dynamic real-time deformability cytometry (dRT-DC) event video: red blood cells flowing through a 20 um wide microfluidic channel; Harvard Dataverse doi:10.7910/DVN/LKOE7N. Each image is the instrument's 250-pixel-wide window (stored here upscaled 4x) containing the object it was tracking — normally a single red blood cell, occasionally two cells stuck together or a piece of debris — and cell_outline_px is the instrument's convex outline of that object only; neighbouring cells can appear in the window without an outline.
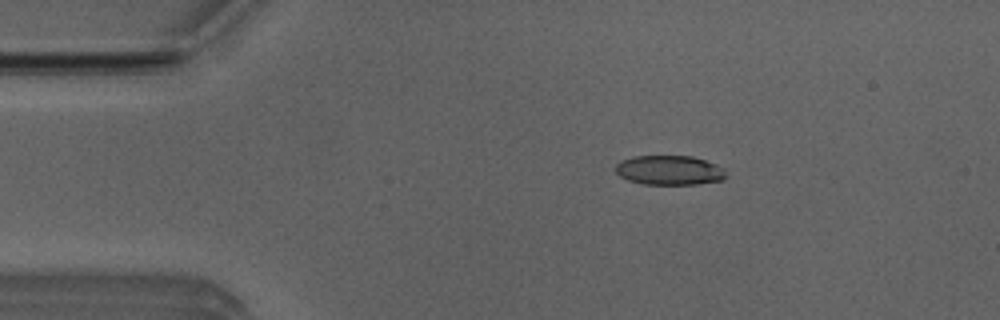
{"species": "Egyptian fruit bat (a non-hibernating species)", "species_latin": "Rousettus aegyptiacus", "temperature_condition": "room temperature", "stored_images_in_passage": 4, "camera_frame_rate_fps": 3000, "um_per_image_px": 0.085, "animal": {"sex": "male"}, "frame": {"image": 1, "passage_image": 2, "time_ms": 0.333, "image_size_px": [1000, 320], "cell_outline_px": [[724, 180], [696, 184], [644, 184], [628, 180], [620, 176], [616, 172], [616, 164], [620, 160], [632, 156], [692, 156], [716, 164], [724, 168]], "centroid_in_image_um": [56.87, 14.46], "position_along_channel_um": 28.1, "area_um2": 18.96}}